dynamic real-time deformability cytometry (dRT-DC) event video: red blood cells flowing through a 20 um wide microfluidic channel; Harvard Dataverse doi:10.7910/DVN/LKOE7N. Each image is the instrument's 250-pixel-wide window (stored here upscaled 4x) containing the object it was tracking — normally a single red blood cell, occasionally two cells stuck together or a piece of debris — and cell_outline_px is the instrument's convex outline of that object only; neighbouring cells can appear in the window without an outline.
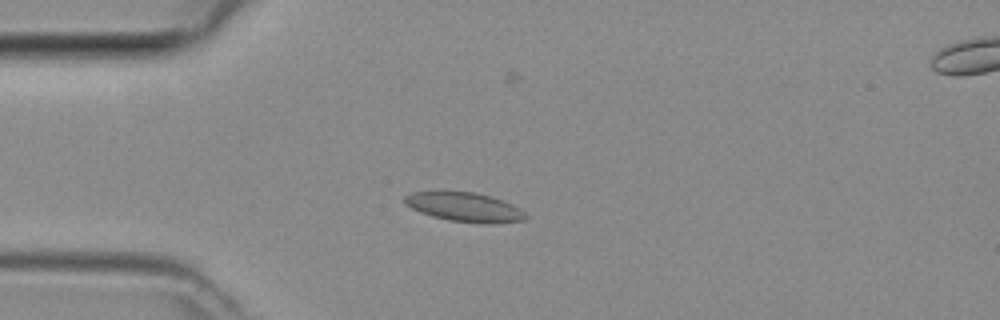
{"species": "common noctule bat (a hibernating species)", "species_latin": "Nyctalus noctula", "temperature_condition": "room temperature", "stored_images_in_passage": 49, "camera_frame_rate_fps": 3000, "um_per_image_px": 0.085, "animal": {"sex": "female", "body_mass_g": 29.2, "forearm_length_mm": 56.3}, "frame": {"image": 1, "passage_image": 13, "time_ms": 4.0, "image_size_px": [1000, 320], "cell_outline_px": [[528, 216], [524, 220], [492, 224], [480, 224], [448, 220], [432, 216], [420, 212], [404, 204], [404, 196], [412, 192], [476, 192], [492, 196], [504, 200], [520, 208]], "centroid_in_image_um": [39.52, 17.61], "position_along_channel_um": 45.5, "area_um2": 20.75}}
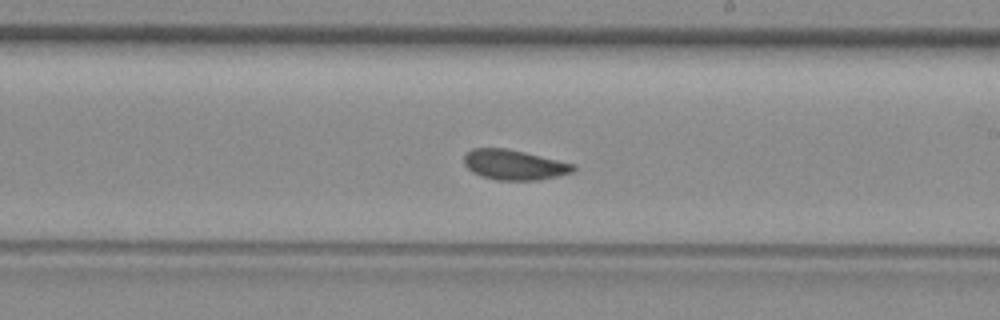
{"frame": {"image": 2, "passage_image": 28, "time_ms": 9.0, "image_size_px": [1000, 320], "cell_outline_px": [[576, 168], [572, 172], [540, 180], [496, 180], [472, 172], [464, 164], [464, 156], [472, 148], [504, 148], [524, 152], [576, 164]], "centroid_in_image_um": [43.71, 14.01], "position_along_channel_um": 245.3, "area_um2": 19.02}}
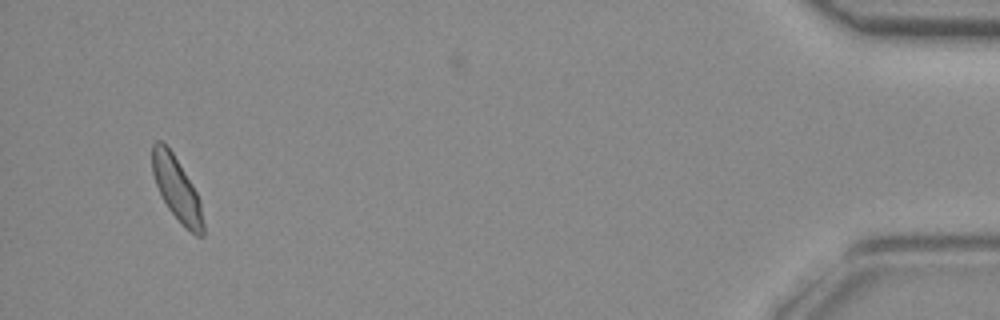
{"frame": {"image": 3, "passage_image": 46, "time_ms": 15.0, "image_size_px": [1000, 320], "cell_outline_px": [[204, 236], [196, 236], [168, 208], [156, 184], [152, 172], [152, 144], [156, 140], [160, 140], [172, 152], [192, 184], [200, 200], [204, 224]], "centroid_in_image_um": [15.03, 16.03], "position_along_channel_um": 420.2, "area_um2": 18.38}}